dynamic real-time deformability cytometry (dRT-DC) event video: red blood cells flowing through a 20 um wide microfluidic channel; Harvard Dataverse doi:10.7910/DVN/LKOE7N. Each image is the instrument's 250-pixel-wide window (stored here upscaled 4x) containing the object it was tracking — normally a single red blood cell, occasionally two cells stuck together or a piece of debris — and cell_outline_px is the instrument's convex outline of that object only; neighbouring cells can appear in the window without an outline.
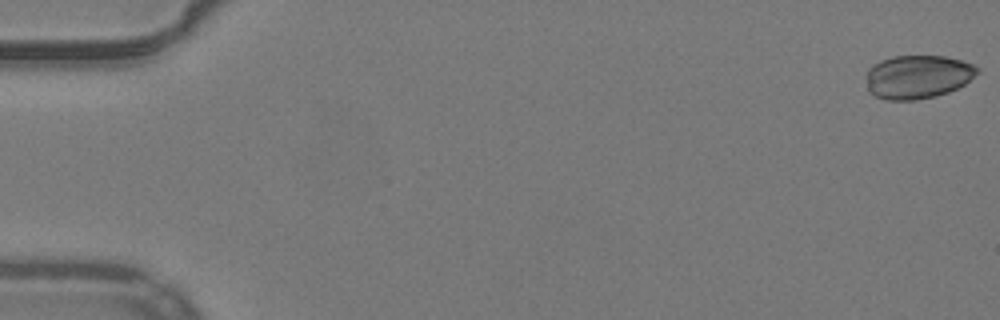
{"species": "common noctule bat (a hibernating species)", "species_latin": "Nyctalus noctula", "temperature_condition": "warm", "stored_images_in_passage": 20, "camera_frame_rate_fps": 3000, "um_per_image_px": 0.085, "animal": {"sex": "male", "body_mass_g": 19.2, "forearm_length_mm": 51.8}, "frame": {"image": 1, "passage_image": 1, "time_ms": 0.0, "image_size_px": [1000, 320], "cell_outline_px": [[980, 72], [964, 84], [948, 92], [936, 96], [916, 100], [888, 100], [876, 96], [868, 88], [868, 68], [872, 64], [880, 60], [892, 56], [944, 56], [960, 60], [972, 64], [980, 68]], "centroid_in_image_um": [78.03, 6.52], "position_along_channel_um": 7.0, "area_um2": 28.09}}
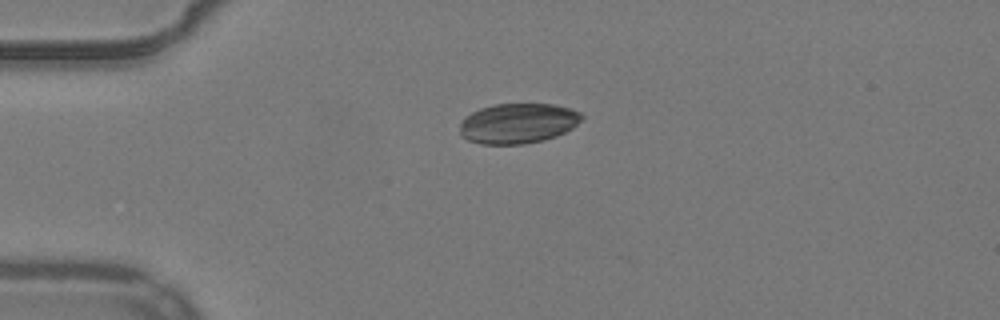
{"frame": {"image": 2, "passage_image": 14, "time_ms": 4.333, "image_size_px": [1000, 320], "cell_outline_px": [[584, 116], [572, 128], [556, 136], [544, 140], [524, 144], [480, 144], [468, 140], [460, 136], [460, 120], [464, 116], [480, 108], [496, 104], [552, 104], [568, 108], [580, 112]], "centroid_in_image_um": [43.98, 10.49], "position_along_channel_um": 41.0, "area_um2": 28.61}}
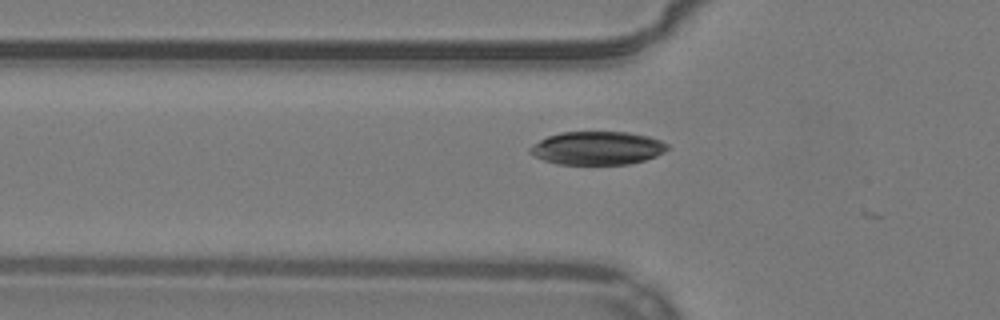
{"frame": {"image": 3, "passage_image": 19, "time_ms": 6.0, "image_size_px": [1000, 320], "cell_outline_px": [[668, 148], [664, 152], [656, 156], [644, 160], [628, 164], [556, 164], [544, 160], [528, 152], [528, 148], [532, 144], [548, 136], [560, 132], [628, 132], [648, 136], [660, 140], [668, 144]], "centroid_in_image_um": [50.76, 12.58], "position_along_channel_um": 75.0, "area_um2": 26.65}}